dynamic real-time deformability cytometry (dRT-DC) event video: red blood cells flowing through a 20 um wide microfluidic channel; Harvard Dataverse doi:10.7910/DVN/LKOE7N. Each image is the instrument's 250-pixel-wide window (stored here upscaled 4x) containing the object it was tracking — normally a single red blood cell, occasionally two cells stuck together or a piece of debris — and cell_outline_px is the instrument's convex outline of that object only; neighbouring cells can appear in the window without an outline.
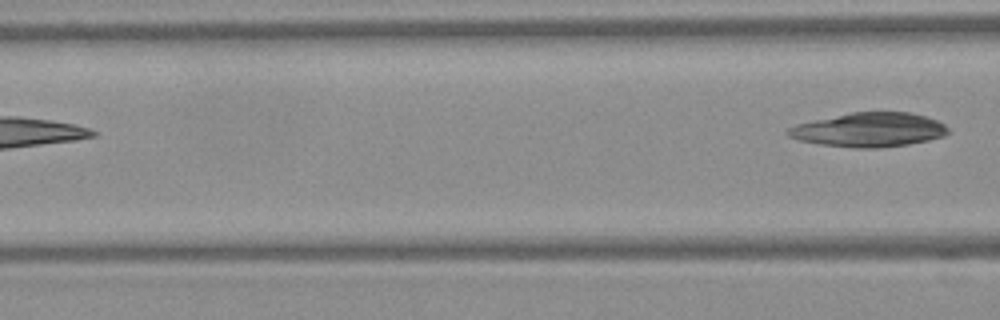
{"species": "Egyptian fruit bat (a non-hibernating species)", "species_latin": "Rousettus aegyptiacus", "temperature_condition": "warm", "stored_images_in_passage": 3, "camera_frame_rate_fps": 3000, "um_per_image_px": 0.085, "frame": {"image": 1, "passage_image": 3, "time_ms": 0.667, "image_size_px": [1000, 320], "cell_outline_px": [[952, 132], [944, 136], [928, 140], [908, 144], [880, 148], [860, 148], [820, 144], [800, 140], [788, 136], [784, 132], [788, 128], [796, 124], [848, 112], [912, 112], [928, 116], [952, 128]], "centroid_in_image_um": [73.92, 11.02], "position_along_channel_um": 92.7, "area_um2": 32.19}}